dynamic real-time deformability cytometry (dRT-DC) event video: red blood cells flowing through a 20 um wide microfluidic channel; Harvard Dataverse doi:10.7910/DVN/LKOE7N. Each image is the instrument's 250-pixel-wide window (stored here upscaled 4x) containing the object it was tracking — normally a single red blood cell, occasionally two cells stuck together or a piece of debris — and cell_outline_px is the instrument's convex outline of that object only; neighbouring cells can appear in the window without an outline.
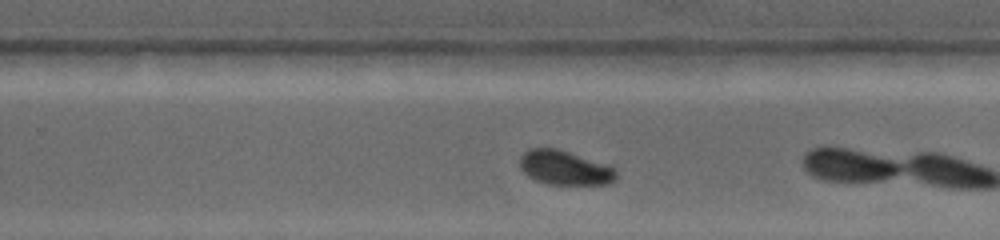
{"species": "common noctule bat (a hibernating species)", "species_latin": "Nyctalus noctula", "temperature_condition": "warm", "stored_images_in_passage": 25, "camera_frame_rate_fps": 4500, "um_per_image_px": 0.085, "animal": {"sex": "female", "body_mass_g": 19.0, "forearm_length_mm": 53.3}, "frame": {"image": 1, "passage_image": 15, "time_ms": 6.444, "image_size_px": [1000, 240], "cell_outline_px": [[616, 180], [612, 184], [548, 184], [536, 180], [528, 176], [520, 168], [520, 156], [528, 148], [560, 148], [608, 164], [616, 172]], "centroid_in_image_um": [48.01, 14.24], "position_along_channel_um": 281.8, "area_um2": 19.54}}